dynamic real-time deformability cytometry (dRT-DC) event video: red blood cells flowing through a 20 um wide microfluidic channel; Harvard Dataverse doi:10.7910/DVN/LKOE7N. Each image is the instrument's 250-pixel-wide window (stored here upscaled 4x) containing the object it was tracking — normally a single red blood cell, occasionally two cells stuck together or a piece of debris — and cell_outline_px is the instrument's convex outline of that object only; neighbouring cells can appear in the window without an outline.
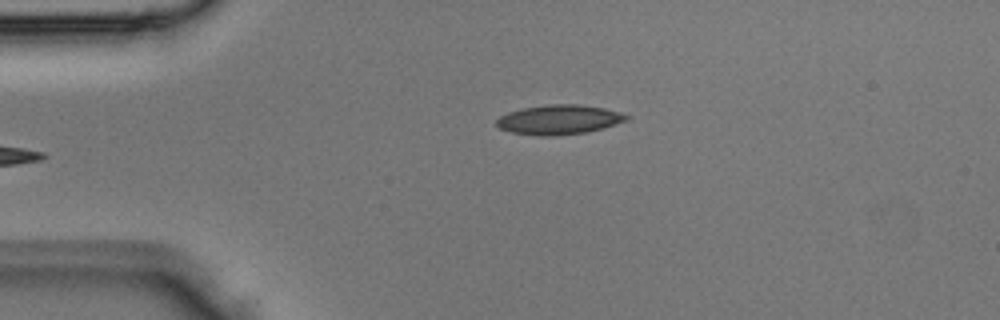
{"species": "Egyptian fruit bat (a non-hibernating species)", "species_latin": "Rousettus aegyptiacus", "temperature_condition": "room temperature", "stored_images_in_passage": 3, "camera_frame_rate_fps": 3000, "um_per_image_px": 0.085, "animal": {"sex": "male"}, "frame": {"image": 1, "passage_image": 3, "time_ms": 0.667, "image_size_px": [1000, 320], "cell_outline_px": [[632, 116], [628, 120], [604, 128], [588, 132], [556, 136], [540, 136], [512, 132], [500, 128], [496, 124], [496, 120], [500, 116], [508, 112], [524, 108], [548, 104], [580, 104], [604, 108], [620, 112]], "centroid_in_image_um": [47.56, 10.17], "position_along_channel_um": 37.4, "area_um2": 22.54}}